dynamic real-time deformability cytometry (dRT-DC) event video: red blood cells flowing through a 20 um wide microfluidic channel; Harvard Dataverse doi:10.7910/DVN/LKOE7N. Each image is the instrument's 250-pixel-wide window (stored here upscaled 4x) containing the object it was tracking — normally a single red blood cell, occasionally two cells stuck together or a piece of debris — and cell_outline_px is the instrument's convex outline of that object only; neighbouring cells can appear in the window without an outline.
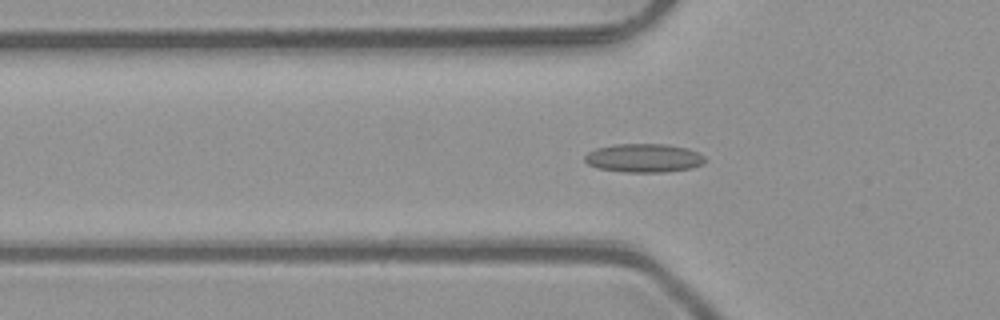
{"species": "common noctule bat (a hibernating species)", "species_latin": "Nyctalus noctula", "temperature_condition": "room temperature", "stored_images_in_passage": 53, "camera_frame_rate_fps": 3000, "um_per_image_px": 0.085, "animal": {"sex": "male", "body_mass_g": 23.1, "forearm_length_mm": 52.7}, "frame": {"image": 1, "passage_image": 18, "time_ms": 5.667, "image_size_px": [1000, 320], "cell_outline_px": [[704, 164], [692, 168], [664, 172], [624, 172], [596, 168], [588, 164], [584, 160], [584, 156], [588, 152], [596, 148], [616, 144], [668, 144], [688, 148], [704, 156]], "centroid_in_image_um": [54.71, 13.43], "position_along_channel_um": 71.1, "area_um2": 20.17}}
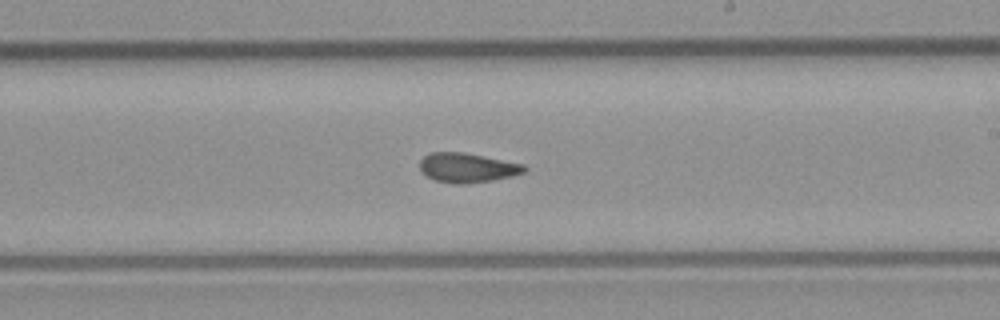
{"frame": {"image": 2, "passage_image": 31, "time_ms": 10.0, "image_size_px": [1000, 320], "cell_outline_px": [[528, 168], [524, 172], [512, 176], [492, 180], [464, 184], [452, 184], [436, 180], [420, 172], [420, 160], [424, 156], [432, 152], [464, 152], [524, 164]], "centroid_in_image_um": [39.72, 14.25], "position_along_channel_um": 249.3, "area_um2": 17.98}}
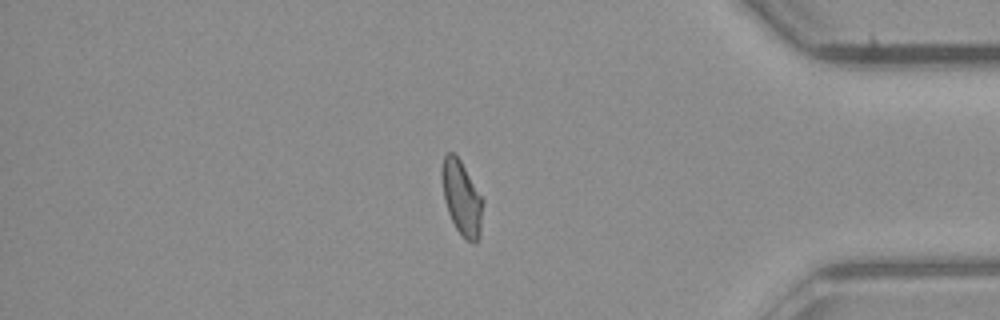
{"frame": {"image": 3, "passage_image": 44, "time_ms": 14.333, "image_size_px": [1000, 320], "cell_outline_px": [[484, 204], [480, 236], [476, 244], [472, 244], [456, 228], [448, 212], [444, 200], [440, 176], [440, 168], [444, 156], [448, 152], [452, 152], [460, 160], [484, 200]], "centroid_in_image_um": [39.25, 16.82], "position_along_channel_um": 396.0, "area_um2": 17.98}, "authors_computed_cell_mechanics": {"area_um2": 18.207, "velocity_mm_per_s": 4.0883, "shape_relaxation_time_tau1_ms": null, "shape_relaxation_time_tau2_ms": 2.3584, "deformation_change_tau1": null, "deformation_change_tau2": 0.0675}}